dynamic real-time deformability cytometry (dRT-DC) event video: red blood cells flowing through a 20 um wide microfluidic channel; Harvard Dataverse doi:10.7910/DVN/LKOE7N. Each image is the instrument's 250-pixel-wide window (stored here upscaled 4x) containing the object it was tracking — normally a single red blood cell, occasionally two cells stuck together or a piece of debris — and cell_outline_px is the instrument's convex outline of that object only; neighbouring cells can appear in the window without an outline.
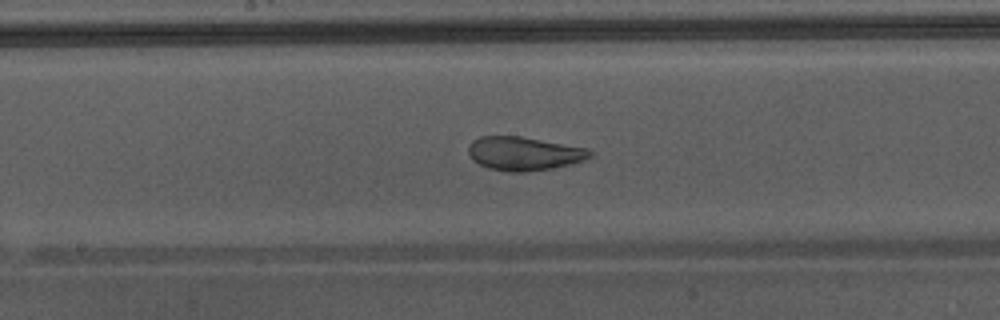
{"species": "Egyptian fruit bat (a non-hibernating species)", "species_latin": "Rousettus aegyptiacus", "temperature_condition": "warm", "stored_images_in_passage": 23, "camera_frame_rate_fps": 3000, "um_per_image_px": 0.085, "animal": {"sex": "male"}, "frame": {"image": 1, "passage_image": 12, "time_ms": 3.667, "image_size_px": [1000, 320], "cell_outline_px": [[592, 156], [584, 160], [552, 168], [524, 172], [508, 172], [488, 168], [480, 164], [468, 152], [468, 148], [472, 140], [480, 136], [520, 136], [588, 148], [592, 152]], "centroid_in_image_um": [44.55, 13.04], "position_along_channel_um": 203.7, "area_um2": 23.64}}
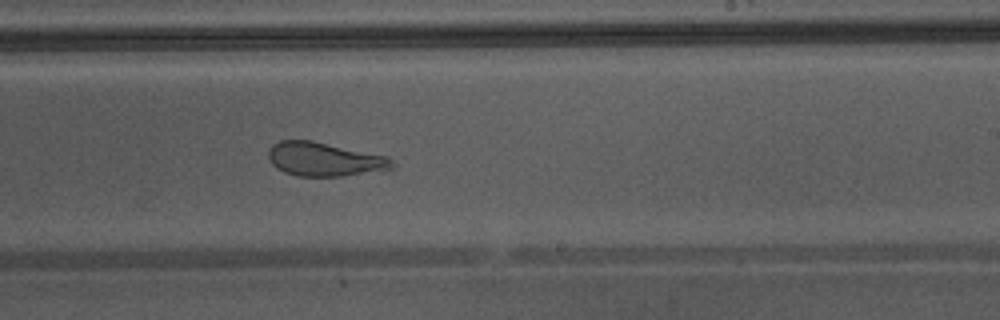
{"frame": {"image": 2, "passage_image": 16, "time_ms": 5.0, "image_size_px": [1000, 320], "cell_outline_px": [[396, 168], [388, 172], [340, 176], [300, 176], [284, 172], [276, 168], [272, 164], [268, 156], [268, 152], [272, 144], [280, 140], [312, 140], [388, 156], [396, 164]], "centroid_in_image_um": [27.68, 13.55], "position_along_channel_um": 261.3, "area_um2": 25.03}}